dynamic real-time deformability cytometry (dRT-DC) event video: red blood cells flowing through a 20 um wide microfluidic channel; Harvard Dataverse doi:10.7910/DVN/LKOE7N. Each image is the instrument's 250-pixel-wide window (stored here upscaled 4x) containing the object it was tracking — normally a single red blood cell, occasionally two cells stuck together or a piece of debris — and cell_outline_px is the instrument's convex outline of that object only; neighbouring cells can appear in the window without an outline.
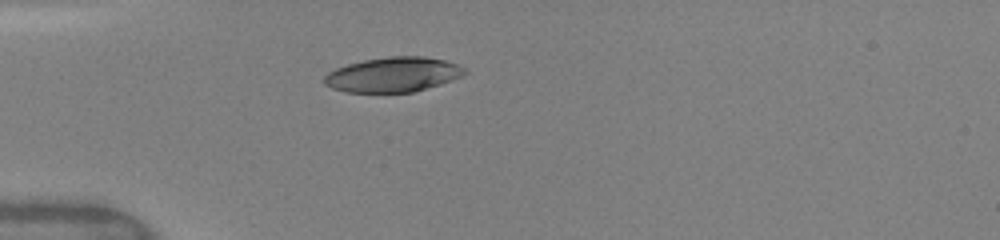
{"species": "human", "species_latin": "Homo sapiens", "temperature_condition": "warm", "stored_images_in_passage": 25, "camera_frame_rate_fps": 3000, "um_per_image_px": 0.085, "donor": {"sex": "female"}, "frame": {"image": 1, "passage_image": 1, "time_ms": 0.0, "image_size_px": [1000, 240], "cell_outline_px": [[468, 72], [452, 80], [440, 84], [412, 92], [344, 92], [332, 88], [324, 84], [324, 76], [328, 72], [336, 68], [348, 64], [364, 60], [388, 56], [424, 56], [444, 60], [456, 64], [464, 68]], "centroid_in_image_um": [33.39, 6.34], "position_along_channel_um": 51.6, "area_um2": 28.38}}
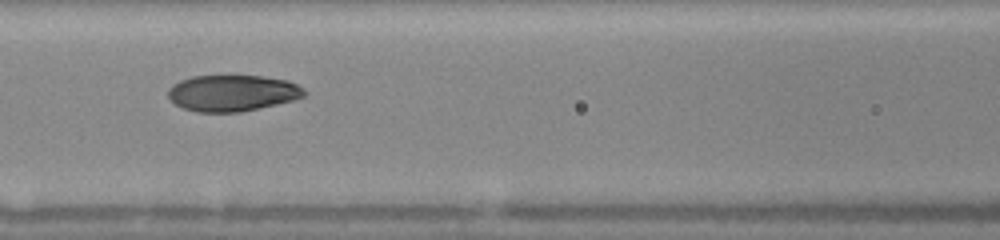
{"frame": {"image": 2, "passage_image": 19, "time_ms": 2.667, "image_size_px": [1000, 240], "cell_outline_px": [[308, 92], [304, 96], [296, 100], [240, 112], [196, 112], [184, 108], [176, 104], [168, 96], [168, 88], [172, 84], [180, 80], [192, 76], [260, 76], [288, 80], [304, 88]], "centroid_in_image_um": [19.78, 7.91], "position_along_channel_um": 146.8, "area_um2": 28.9}}